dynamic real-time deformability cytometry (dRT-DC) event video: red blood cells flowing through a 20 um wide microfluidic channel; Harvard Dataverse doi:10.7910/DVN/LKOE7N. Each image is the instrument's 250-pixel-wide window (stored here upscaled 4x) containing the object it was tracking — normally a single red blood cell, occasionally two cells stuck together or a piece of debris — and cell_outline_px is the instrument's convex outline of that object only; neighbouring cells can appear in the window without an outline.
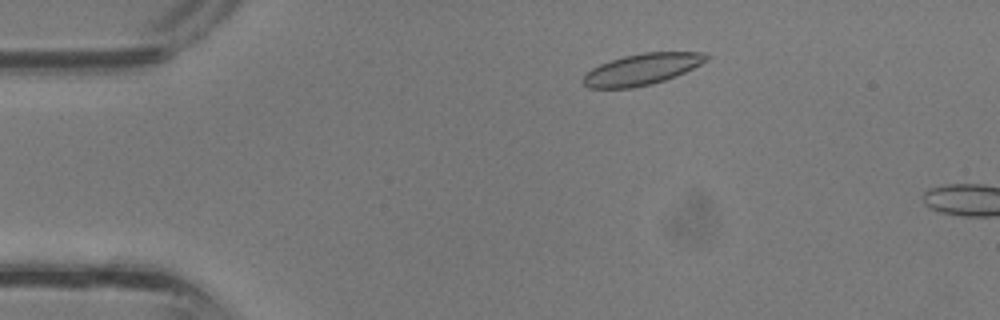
{"species": "common noctule bat (a hibernating species)", "species_latin": "Nyctalus noctula", "temperature_condition": "room temperature", "stored_images_in_passage": 7, "camera_frame_rate_fps": 3000, "um_per_image_px": 0.085, "animal": {"sex": "male", "body_mass_g": 13.3}, "frame": {"image": 1, "passage_image": 5, "time_ms": 1.333, "image_size_px": [1000, 320], "cell_outline_px": [[708, 60], [676, 76], [652, 84], [632, 88], [588, 88], [584, 84], [584, 76], [592, 68], [600, 64], [624, 56], [644, 52], [704, 52], [708, 56]], "centroid_in_image_um": [54.57, 5.89], "position_along_channel_um": 30.4, "area_um2": 22.2}}